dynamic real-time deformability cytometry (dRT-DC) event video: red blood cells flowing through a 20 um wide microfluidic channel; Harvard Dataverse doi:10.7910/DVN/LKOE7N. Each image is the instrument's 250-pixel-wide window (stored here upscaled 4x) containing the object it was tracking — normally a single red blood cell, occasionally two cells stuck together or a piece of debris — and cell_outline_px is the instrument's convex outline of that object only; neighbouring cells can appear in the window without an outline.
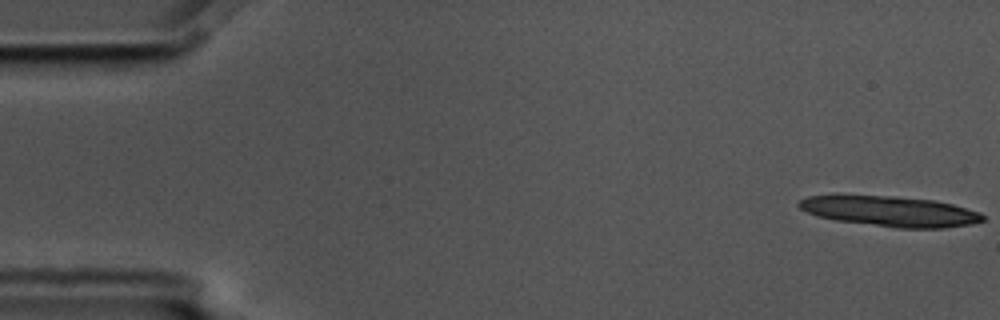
{"species": "common noctule bat (a hibernating species)", "species_latin": "Nyctalus noctula", "temperature_condition": "cold", "stored_images_in_passage": 5, "camera_frame_rate_fps": 3000, "um_per_image_px": 0.085, "animal": {"sex": "male", "body_mass_g": 17.5, "forearm_length_mm": 52.3}, "frame": {"image": 1, "passage_image": 1, "time_ms": 0.0, "image_size_px": [1000, 320], "cell_outline_px": [[984, 220], [972, 224], [944, 228], [896, 228], [836, 220], [816, 216], [800, 208], [796, 204], [800, 200], [808, 196], [836, 192], [896, 196], [936, 200], [952, 204], [980, 212], [984, 216]], "centroid_in_image_um": [75.56, 17.91], "position_along_channel_um": 9.4, "area_um2": 33.64}}